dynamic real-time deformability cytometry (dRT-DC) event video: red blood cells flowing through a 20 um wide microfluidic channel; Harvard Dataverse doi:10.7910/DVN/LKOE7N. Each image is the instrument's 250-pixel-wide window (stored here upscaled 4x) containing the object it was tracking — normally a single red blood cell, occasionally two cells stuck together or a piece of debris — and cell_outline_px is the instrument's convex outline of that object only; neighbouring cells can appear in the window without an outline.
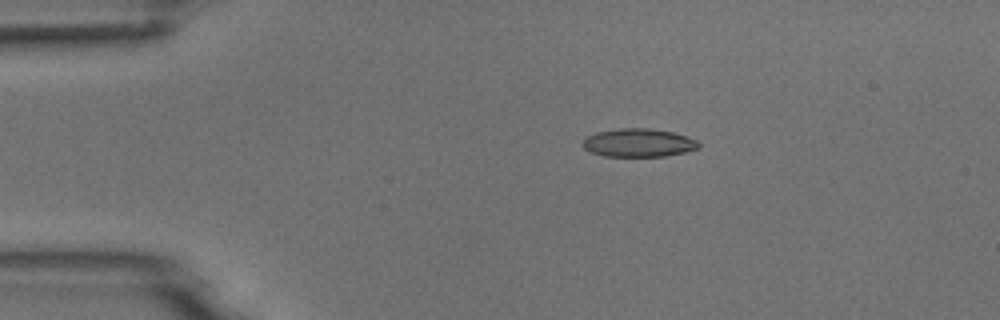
{"species": "common noctule bat (a hibernating species)", "species_latin": "Nyctalus noctula", "temperature_condition": "room temperature", "stored_images_in_passage": 4, "camera_frame_rate_fps": 3000, "um_per_image_px": 0.085, "animal": {"sex": "male", "body_mass_g": 18.8}, "frame": {"image": 1, "passage_image": 1, "time_ms": 0.0, "image_size_px": [1000, 320], "cell_outline_px": [[700, 148], [684, 152], [664, 156], [604, 156], [592, 152], [584, 148], [580, 144], [584, 136], [596, 132], [620, 128], [648, 128], [672, 132], [696, 140], [700, 144]], "centroid_in_image_um": [54.22, 12.13], "position_along_channel_um": 30.8, "area_um2": 19.13}}
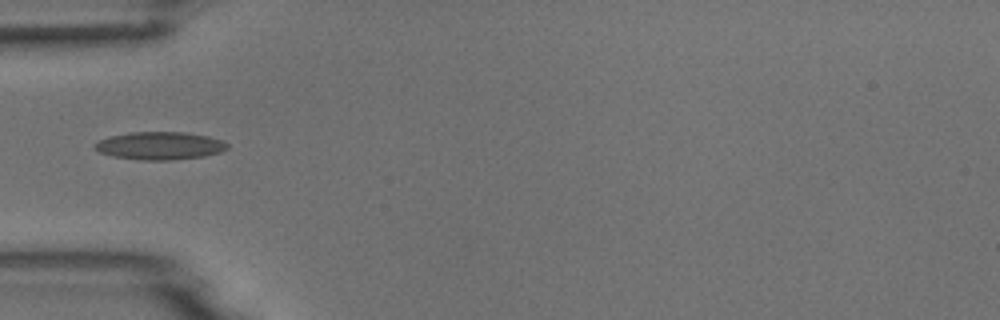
{"frame": {"image": 2, "passage_image": 3, "time_ms": 2.333, "image_size_px": [1000, 320], "cell_outline_px": [[228, 148], [220, 152], [204, 156], [172, 160], [140, 160], [112, 156], [100, 152], [92, 148], [92, 144], [108, 136], [132, 132], [184, 132], [208, 136], [224, 140], [228, 144]], "centroid_in_image_um": [13.57, 12.38], "position_along_channel_um": 71.4, "area_um2": 21.68}}